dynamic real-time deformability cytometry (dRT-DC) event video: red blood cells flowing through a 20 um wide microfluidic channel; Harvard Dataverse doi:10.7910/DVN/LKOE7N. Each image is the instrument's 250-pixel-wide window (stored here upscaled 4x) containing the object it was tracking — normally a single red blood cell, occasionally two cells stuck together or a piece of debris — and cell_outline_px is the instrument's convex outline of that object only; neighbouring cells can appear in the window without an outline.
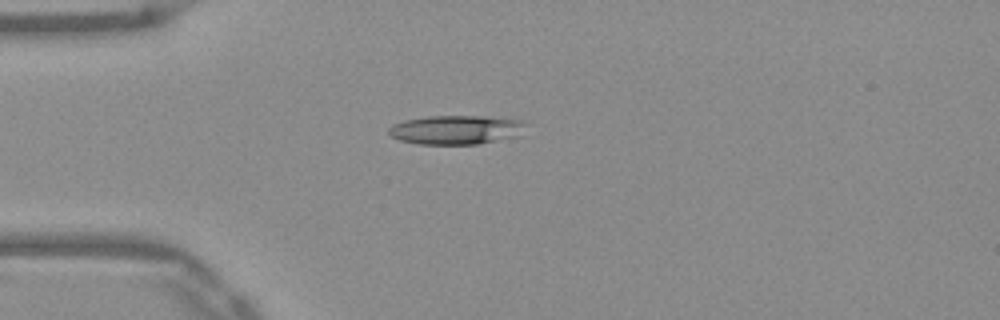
{"species": "Egyptian fruit bat (a non-hibernating species)", "species_latin": "Rousettus aegyptiacus", "temperature_condition": "warm", "stored_images_in_passage": 39, "camera_frame_rate_fps": 3000, "um_per_image_px": 0.085, "frame": {"image": 1, "passage_image": 1, "time_ms": 0.0, "image_size_px": [1000, 320], "cell_outline_px": [[528, 124], [516, 136], [476, 144], [420, 144], [400, 140], [392, 136], [388, 132], [388, 128], [392, 124], [404, 120], [428, 116], [484, 116], [520, 120]], "centroid_in_image_um": [38.72, 11.02], "position_along_channel_um": 46.3, "area_um2": 23.0}}
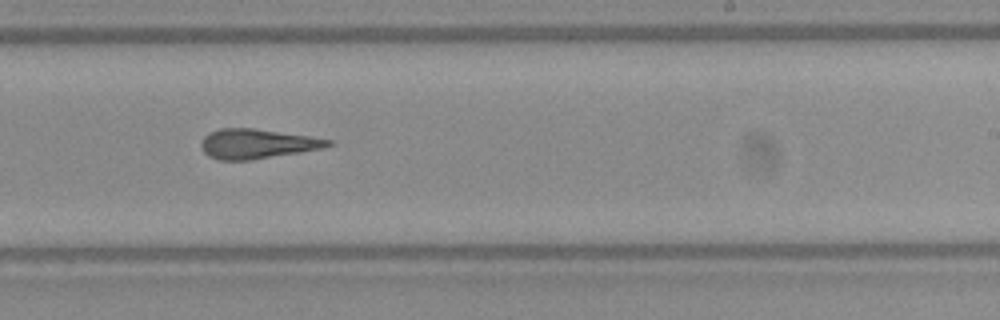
{"frame": {"image": 2, "passage_image": 19, "time_ms": 6.0, "image_size_px": [1000, 320], "cell_outline_px": [[336, 144], [324, 148], [252, 160], [220, 160], [208, 156], [204, 152], [200, 144], [200, 140], [208, 132], [220, 128], [252, 128], [308, 136], [332, 140]], "centroid_in_image_um": [21.83, 12.22], "position_along_channel_um": 267.2, "area_um2": 22.02}}
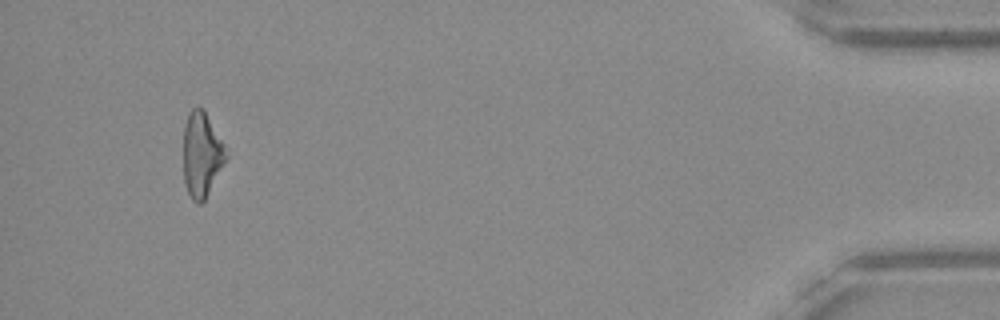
{"frame": {"image": 3, "passage_image": 36, "time_ms": 11.667, "image_size_px": [1000, 320], "cell_outline_px": [[228, 156], [204, 200], [200, 204], [196, 204], [192, 200], [188, 192], [184, 180], [184, 124], [188, 112], [192, 108], [204, 108], [224, 144]], "centroid_in_image_um": [17.14, 13.11], "position_along_channel_um": 418.1, "area_um2": 20.98}, "authors_computed_cell_mechanics": {"area_um2": 22.0218, "velocity_mm_per_s": 3.9453, "shape_relaxation_time_tau1_ms": 6.0434, "shape_relaxation_time_tau2_ms": 2.2134, "deformation_change_tau1": 0.2042, "deformation_change_tau2": 0.1393}}